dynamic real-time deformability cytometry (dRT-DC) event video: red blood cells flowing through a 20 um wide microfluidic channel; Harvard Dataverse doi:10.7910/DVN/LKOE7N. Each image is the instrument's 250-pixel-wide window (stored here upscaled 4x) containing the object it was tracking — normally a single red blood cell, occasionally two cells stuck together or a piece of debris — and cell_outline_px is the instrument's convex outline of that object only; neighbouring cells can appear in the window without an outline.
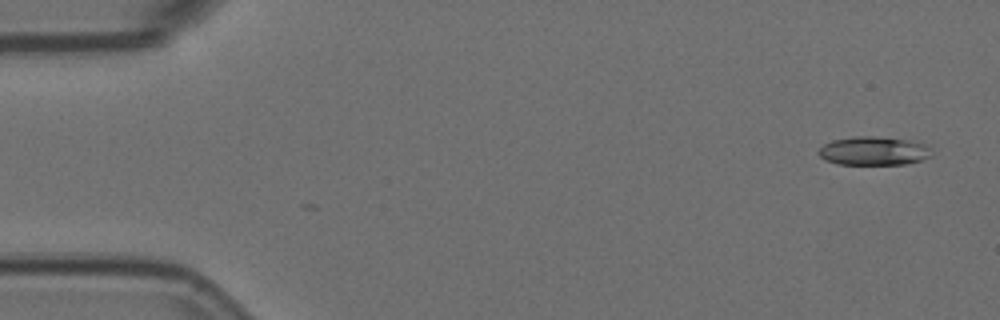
{"species": "Egyptian fruit bat (a non-hibernating species)", "species_latin": "Rousettus aegyptiacus", "temperature_condition": "room temperature", "stored_images_in_passage": 6, "camera_frame_rate_fps": 3000, "um_per_image_px": 0.085, "animal": {"sex": "female"}, "frame": {"image": 1, "passage_image": 1, "time_ms": 0.0, "image_size_px": [1000, 320], "cell_outline_px": [[932, 156], [920, 160], [904, 164], [836, 164], [820, 156], [816, 152], [824, 144], [832, 140], [852, 136], [872, 136], [908, 140], [924, 144], [928, 148]], "centroid_in_image_um": [74.22, 12.82], "position_along_channel_um": 10.8, "area_um2": 18.67}}
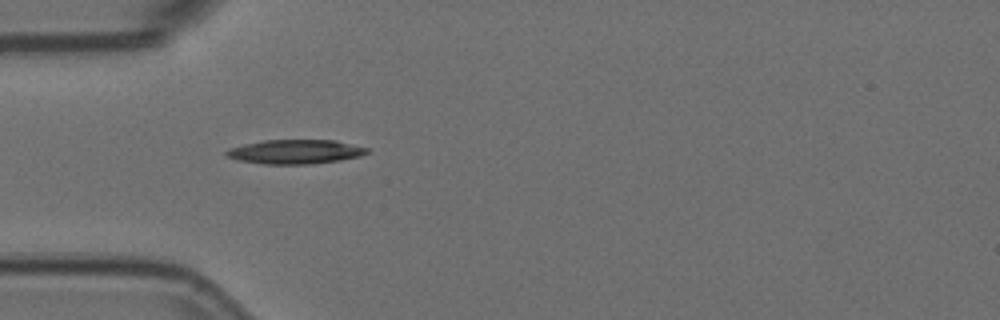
{"frame": {"image": 2, "passage_image": 5, "time_ms": 1.333, "image_size_px": [1000, 320], "cell_outline_px": [[372, 152], [360, 156], [340, 160], [312, 164], [264, 164], [236, 160], [228, 156], [224, 152], [228, 148], [244, 144], [264, 140], [336, 140], [368, 148]], "centroid_in_image_um": [25.11, 12.9], "position_along_channel_um": 59.9, "area_um2": 20.0}}
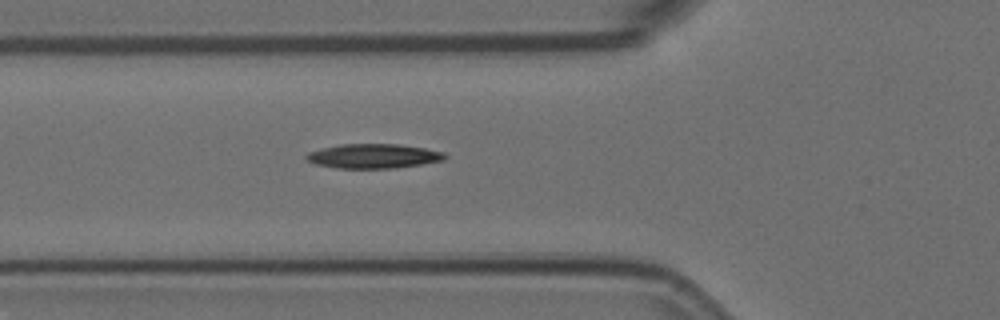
{"frame": {"image": 3, "passage_image": 6, "time_ms": 1.667, "image_size_px": [1000, 320], "cell_outline_px": [[448, 156], [444, 160], [420, 164], [392, 168], [336, 168], [316, 164], [308, 160], [304, 156], [308, 152], [340, 144], [400, 144], [424, 148], [444, 152]], "centroid_in_image_um": [31.75, 13.26], "position_along_channel_um": 94.0, "area_um2": 19.59}}